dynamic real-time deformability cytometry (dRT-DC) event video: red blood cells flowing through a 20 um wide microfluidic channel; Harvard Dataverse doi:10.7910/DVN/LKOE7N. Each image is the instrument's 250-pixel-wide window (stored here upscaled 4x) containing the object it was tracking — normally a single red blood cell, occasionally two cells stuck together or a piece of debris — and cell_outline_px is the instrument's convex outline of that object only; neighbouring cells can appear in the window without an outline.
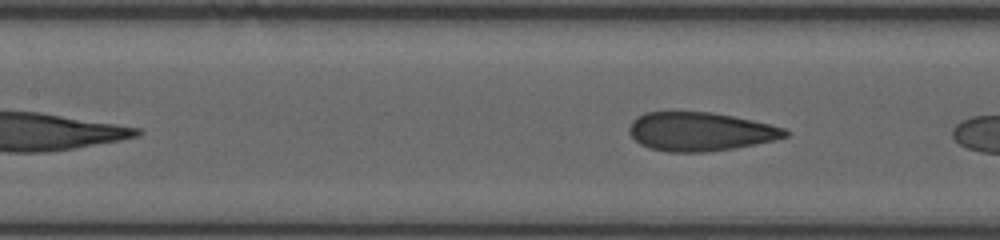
{"species": "human", "species_latin": "Homo sapiens", "temperature_condition": "room temperature", "stored_images_in_passage": 8, "segment_of_instrument_passage": [2, 2], "camera_frame_rate_fps": 3000, "um_per_image_px": 0.085, "donor": {"sex": "female"}, "frame": {"image": 1, "passage_image": 8, "time_ms": 4.0, "image_size_px": [1000, 240], "cell_outline_px": [[788, 136], [756, 144], [736, 148], [704, 152], [668, 152], [648, 148], [640, 144], [628, 132], [628, 128], [632, 120], [636, 116], [644, 112], [712, 112], [752, 120], [784, 128], [788, 132]], "centroid_in_image_um": [59.47, 11.19], "position_along_channel_um": 147.9, "area_um2": 35.2}}